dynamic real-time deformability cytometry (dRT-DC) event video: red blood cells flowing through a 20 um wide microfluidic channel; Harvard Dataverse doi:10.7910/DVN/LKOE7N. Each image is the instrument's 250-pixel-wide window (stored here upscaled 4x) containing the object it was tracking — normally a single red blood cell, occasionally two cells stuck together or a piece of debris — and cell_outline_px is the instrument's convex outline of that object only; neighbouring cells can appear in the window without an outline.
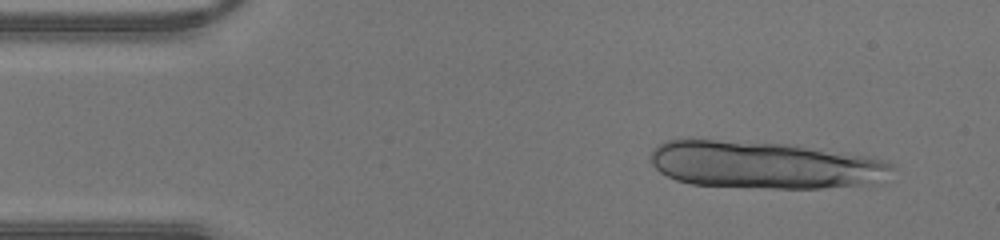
{"species": "human", "species_latin": "Homo sapiens", "temperature_condition": "warm", "stored_images_in_passage": 39, "camera_frame_rate_fps": 3000, "um_per_image_px": 0.085, "donor": {"sex": "male"}, "frame": {"image": 1, "passage_image": 3, "time_ms": 0.667, "image_size_px": [1000, 240], "cell_outline_px": [[896, 168], [872, 184], [824, 188], [748, 188], [692, 184], [676, 180], [660, 172], [652, 164], [652, 152], [664, 140], [716, 140], [784, 144], [860, 156], [884, 160], [892, 164]], "centroid_in_image_um": [64.93, 14.04], "position_along_channel_um": 20.1, "area_um2": 65.66}}
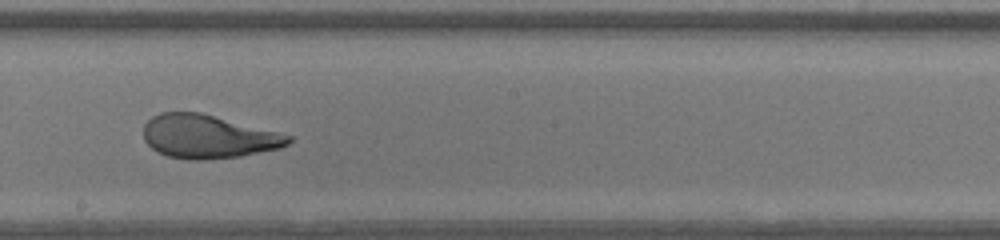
{"frame": {"image": 2, "passage_image": 22, "time_ms": 7.0, "image_size_px": [1000, 240], "cell_outline_px": [[292, 140], [288, 144], [280, 148], [240, 156], [204, 160], [188, 160], [168, 156], [156, 152], [144, 140], [144, 124], [152, 116], [160, 112], [200, 112], [292, 136]], "centroid_in_image_um": [17.64, 11.61], "position_along_channel_um": 230.6, "area_um2": 36.59}}
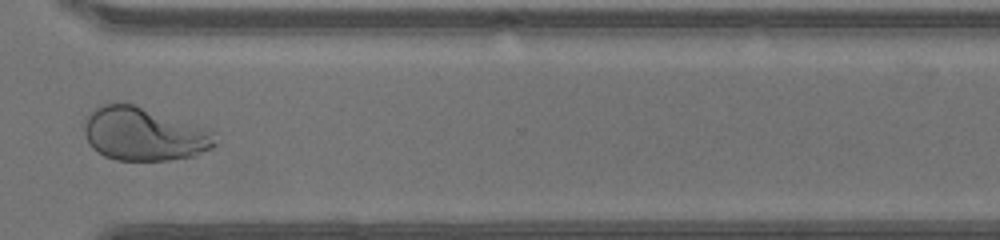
{"frame": {"image": 3, "passage_image": 30, "time_ms": 9.667, "image_size_px": [1000, 240], "cell_outline_px": [[216, 144], [212, 148], [196, 156], [168, 160], [116, 160], [104, 156], [96, 152], [88, 144], [84, 132], [84, 124], [88, 112], [100, 104], [136, 104], [216, 132]], "centroid_in_image_um": [12.21, 11.4], "position_along_channel_um": 358.4, "area_um2": 40.98}}